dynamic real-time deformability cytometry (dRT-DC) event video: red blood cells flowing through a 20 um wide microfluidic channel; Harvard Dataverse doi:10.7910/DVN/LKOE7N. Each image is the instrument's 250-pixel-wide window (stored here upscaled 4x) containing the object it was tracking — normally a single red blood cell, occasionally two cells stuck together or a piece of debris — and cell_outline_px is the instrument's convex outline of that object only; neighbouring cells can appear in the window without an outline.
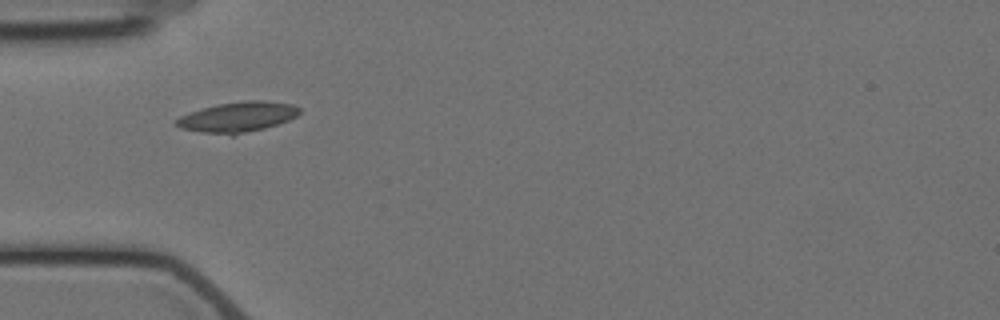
{"species": "Egyptian fruit bat (a non-hibernating species)", "species_latin": "Rousettus aegyptiacus", "temperature_condition": "cold", "stored_images_in_passage": 4, "camera_frame_rate_fps": 3000, "um_per_image_px": 0.085, "animal": {"sex": "female"}, "frame": {"image": 1, "passage_image": 3, "time_ms": 2.333, "image_size_px": [1000, 320], "cell_outline_px": [[300, 112], [296, 116], [288, 120], [264, 128], [232, 136], [200, 132], [180, 128], [176, 124], [176, 120], [180, 116], [216, 104], [244, 100], [264, 100], [292, 104], [300, 108]], "centroid_in_image_um": [20.2, 9.95], "position_along_channel_um": 64.8, "area_um2": 21.68}}
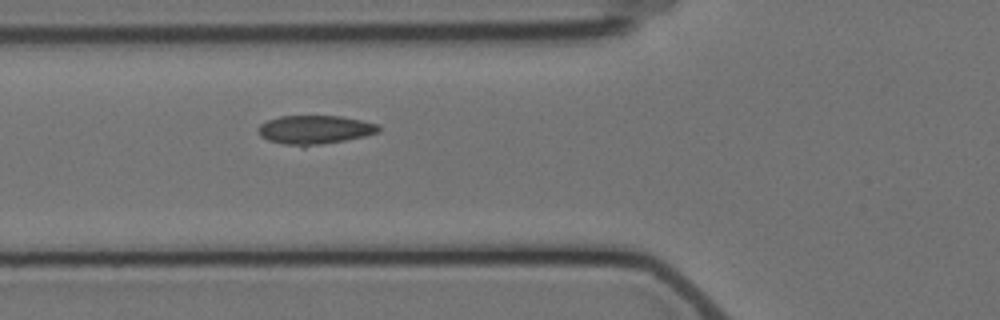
{"frame": {"image": 2, "passage_image": 4, "time_ms": 3.333, "image_size_px": [1000, 320], "cell_outline_px": [[380, 132], [364, 136], [304, 148], [284, 144], [268, 140], [260, 136], [256, 128], [260, 124], [268, 120], [280, 116], [340, 116], [380, 124]], "centroid_in_image_um": [26.74, 11.04], "position_along_channel_um": 99.1, "area_um2": 20.46}}